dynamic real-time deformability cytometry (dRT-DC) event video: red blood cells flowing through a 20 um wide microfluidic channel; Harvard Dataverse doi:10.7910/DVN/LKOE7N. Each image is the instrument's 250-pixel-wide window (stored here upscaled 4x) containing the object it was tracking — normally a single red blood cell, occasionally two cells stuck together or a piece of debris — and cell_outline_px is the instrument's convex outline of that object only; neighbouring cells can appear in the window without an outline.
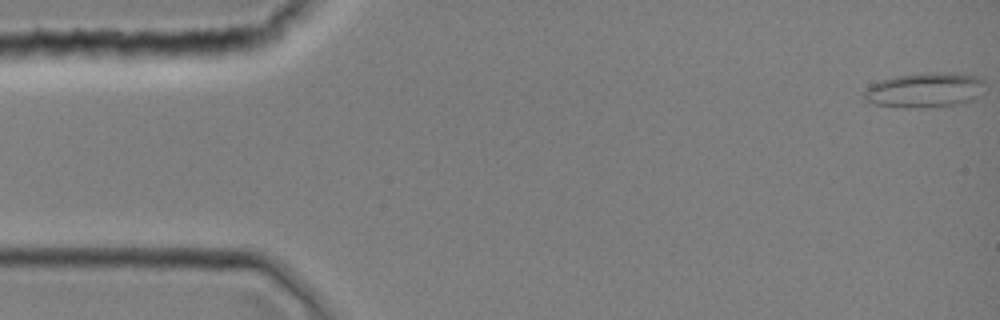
{"species": "common noctule bat (a hibernating species)", "species_latin": "Nyctalus noctula", "temperature_condition": "room temperature", "stored_images_in_passage": 3, "camera_frame_rate_fps": 3000, "um_per_image_px": 0.085, "animal": {"sex": "female", "body_mass_g": 19.0, "forearm_length_mm": 51.5}, "frame": {"image": 1, "passage_image": 1, "time_ms": 0.0, "image_size_px": [1000, 320], "cell_outline_px": [[984, 80], [972, 100], [964, 104], [924, 108], [904, 108], [876, 104], [864, 100], [864, 92], [872, 84], [880, 80], [896, 76], [928, 72], [940, 72], [980, 76]], "centroid_in_image_um": [78.56, 7.67], "position_along_channel_um": 6.4, "area_um2": 24.39}}